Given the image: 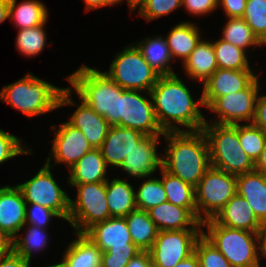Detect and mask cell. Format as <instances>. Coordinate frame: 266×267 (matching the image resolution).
<instances>
[{"label":"cell","instance_id":"1","mask_svg":"<svg viewBox=\"0 0 266 267\" xmlns=\"http://www.w3.org/2000/svg\"><path fill=\"white\" fill-rule=\"evenodd\" d=\"M150 95L156 120L163 132L202 130L206 122L199 109L200 106L204 107L202 97L195 102L178 75L160 76L150 90ZM177 124L185 126L187 130L181 129Z\"/></svg>","mask_w":266,"mask_h":267},{"label":"cell","instance_id":"2","mask_svg":"<svg viewBox=\"0 0 266 267\" xmlns=\"http://www.w3.org/2000/svg\"><path fill=\"white\" fill-rule=\"evenodd\" d=\"M163 136L168 143L162 157V168L195 188L211 167L204 132L173 131L164 132Z\"/></svg>","mask_w":266,"mask_h":267},{"label":"cell","instance_id":"3","mask_svg":"<svg viewBox=\"0 0 266 267\" xmlns=\"http://www.w3.org/2000/svg\"><path fill=\"white\" fill-rule=\"evenodd\" d=\"M202 131L208 142L212 167L235 176L254 171L255 163L239 143V124H210L206 120Z\"/></svg>","mask_w":266,"mask_h":267},{"label":"cell","instance_id":"4","mask_svg":"<svg viewBox=\"0 0 266 267\" xmlns=\"http://www.w3.org/2000/svg\"><path fill=\"white\" fill-rule=\"evenodd\" d=\"M74 91L111 126H116L117 95L123 90L105 72L86 65L68 76Z\"/></svg>","mask_w":266,"mask_h":267},{"label":"cell","instance_id":"5","mask_svg":"<svg viewBox=\"0 0 266 267\" xmlns=\"http://www.w3.org/2000/svg\"><path fill=\"white\" fill-rule=\"evenodd\" d=\"M63 89L29 72L15 83L3 86L0 98L26 116L34 117L59 108Z\"/></svg>","mask_w":266,"mask_h":267},{"label":"cell","instance_id":"6","mask_svg":"<svg viewBox=\"0 0 266 267\" xmlns=\"http://www.w3.org/2000/svg\"><path fill=\"white\" fill-rule=\"evenodd\" d=\"M202 235L211 242L233 267H260L258 233L232 229L213 219L202 222Z\"/></svg>","mask_w":266,"mask_h":267},{"label":"cell","instance_id":"7","mask_svg":"<svg viewBox=\"0 0 266 267\" xmlns=\"http://www.w3.org/2000/svg\"><path fill=\"white\" fill-rule=\"evenodd\" d=\"M77 188V198L69 200L68 222L76 230L85 233L94 224L109 219L106 198V182L70 184Z\"/></svg>","mask_w":266,"mask_h":267},{"label":"cell","instance_id":"8","mask_svg":"<svg viewBox=\"0 0 266 267\" xmlns=\"http://www.w3.org/2000/svg\"><path fill=\"white\" fill-rule=\"evenodd\" d=\"M122 89L149 93L160 75L143 58L136 45L125 46L105 72Z\"/></svg>","mask_w":266,"mask_h":267},{"label":"cell","instance_id":"9","mask_svg":"<svg viewBox=\"0 0 266 267\" xmlns=\"http://www.w3.org/2000/svg\"><path fill=\"white\" fill-rule=\"evenodd\" d=\"M236 193L237 176L211 166L195 187L198 219H213Z\"/></svg>","mask_w":266,"mask_h":267},{"label":"cell","instance_id":"10","mask_svg":"<svg viewBox=\"0 0 266 267\" xmlns=\"http://www.w3.org/2000/svg\"><path fill=\"white\" fill-rule=\"evenodd\" d=\"M140 92L123 89L117 95L116 126L138 130L145 136L164 135L156 120L150 92L149 99Z\"/></svg>","mask_w":266,"mask_h":267},{"label":"cell","instance_id":"11","mask_svg":"<svg viewBox=\"0 0 266 267\" xmlns=\"http://www.w3.org/2000/svg\"><path fill=\"white\" fill-rule=\"evenodd\" d=\"M16 186L21 190L26 204L48 207L68 222L70 197L53 178L51 166L44 163L34 177Z\"/></svg>","mask_w":266,"mask_h":267},{"label":"cell","instance_id":"12","mask_svg":"<svg viewBox=\"0 0 266 267\" xmlns=\"http://www.w3.org/2000/svg\"><path fill=\"white\" fill-rule=\"evenodd\" d=\"M203 230L158 231L149 250L153 267H174L194 253Z\"/></svg>","mask_w":266,"mask_h":267},{"label":"cell","instance_id":"13","mask_svg":"<svg viewBox=\"0 0 266 267\" xmlns=\"http://www.w3.org/2000/svg\"><path fill=\"white\" fill-rule=\"evenodd\" d=\"M258 77L244 90L218 97L208 109L215 112L218 119L215 124L235 125L239 122L252 123L255 114L256 99L260 85Z\"/></svg>","mask_w":266,"mask_h":267},{"label":"cell","instance_id":"14","mask_svg":"<svg viewBox=\"0 0 266 267\" xmlns=\"http://www.w3.org/2000/svg\"><path fill=\"white\" fill-rule=\"evenodd\" d=\"M72 90L71 87L63 89L59 99V107L77 105L78 107L71 115L68 123L73 127L80 129L93 148H100L111 125L103 116L94 111L81 98V104H76L72 100Z\"/></svg>","mask_w":266,"mask_h":267},{"label":"cell","instance_id":"15","mask_svg":"<svg viewBox=\"0 0 266 267\" xmlns=\"http://www.w3.org/2000/svg\"><path fill=\"white\" fill-rule=\"evenodd\" d=\"M56 127L53 126L55 138L53 139L51 154L45 163L51 166V157H54L52 158L55 159L53 167L60 162L65 163L68 169H71L93 147L82 131L68 122L62 123L58 129Z\"/></svg>","mask_w":266,"mask_h":267},{"label":"cell","instance_id":"16","mask_svg":"<svg viewBox=\"0 0 266 267\" xmlns=\"http://www.w3.org/2000/svg\"><path fill=\"white\" fill-rule=\"evenodd\" d=\"M258 76L252 70L218 68L204 83L201 94L208 108L218 97L246 89Z\"/></svg>","mask_w":266,"mask_h":267},{"label":"cell","instance_id":"17","mask_svg":"<svg viewBox=\"0 0 266 267\" xmlns=\"http://www.w3.org/2000/svg\"><path fill=\"white\" fill-rule=\"evenodd\" d=\"M160 136H145L125 157L122 168L129 176L150 177L158 168H162V156L157 153Z\"/></svg>","mask_w":266,"mask_h":267},{"label":"cell","instance_id":"18","mask_svg":"<svg viewBox=\"0 0 266 267\" xmlns=\"http://www.w3.org/2000/svg\"><path fill=\"white\" fill-rule=\"evenodd\" d=\"M26 202L15 186L0 187V230L14 239L25 226Z\"/></svg>","mask_w":266,"mask_h":267},{"label":"cell","instance_id":"19","mask_svg":"<svg viewBox=\"0 0 266 267\" xmlns=\"http://www.w3.org/2000/svg\"><path fill=\"white\" fill-rule=\"evenodd\" d=\"M158 231L203 230L197 209H186L168 201L147 210Z\"/></svg>","mask_w":266,"mask_h":267},{"label":"cell","instance_id":"20","mask_svg":"<svg viewBox=\"0 0 266 267\" xmlns=\"http://www.w3.org/2000/svg\"><path fill=\"white\" fill-rule=\"evenodd\" d=\"M84 234L97 245L101 252H106L112 247H137L132 242L125 217H110L94 224Z\"/></svg>","mask_w":266,"mask_h":267},{"label":"cell","instance_id":"21","mask_svg":"<svg viewBox=\"0 0 266 267\" xmlns=\"http://www.w3.org/2000/svg\"><path fill=\"white\" fill-rule=\"evenodd\" d=\"M144 137L145 135L138 130L111 126L99 148L106 165L120 168L125 157Z\"/></svg>","mask_w":266,"mask_h":267},{"label":"cell","instance_id":"22","mask_svg":"<svg viewBox=\"0 0 266 267\" xmlns=\"http://www.w3.org/2000/svg\"><path fill=\"white\" fill-rule=\"evenodd\" d=\"M213 220L232 229H242L258 233L263 224L255 216L252 207L238 193L219 211Z\"/></svg>","mask_w":266,"mask_h":267},{"label":"cell","instance_id":"23","mask_svg":"<svg viewBox=\"0 0 266 267\" xmlns=\"http://www.w3.org/2000/svg\"><path fill=\"white\" fill-rule=\"evenodd\" d=\"M237 193L252 207L257 219L266 223V176L251 171L237 176Z\"/></svg>","mask_w":266,"mask_h":267},{"label":"cell","instance_id":"24","mask_svg":"<svg viewBox=\"0 0 266 267\" xmlns=\"http://www.w3.org/2000/svg\"><path fill=\"white\" fill-rule=\"evenodd\" d=\"M107 165L99 148H92L69 169V184L106 182Z\"/></svg>","mask_w":266,"mask_h":267},{"label":"cell","instance_id":"25","mask_svg":"<svg viewBox=\"0 0 266 267\" xmlns=\"http://www.w3.org/2000/svg\"><path fill=\"white\" fill-rule=\"evenodd\" d=\"M67 246L62 261L65 267H101L102 252L84 233Z\"/></svg>","mask_w":266,"mask_h":267},{"label":"cell","instance_id":"26","mask_svg":"<svg viewBox=\"0 0 266 267\" xmlns=\"http://www.w3.org/2000/svg\"><path fill=\"white\" fill-rule=\"evenodd\" d=\"M183 67L189 78L204 83L218 69L212 42L200 40Z\"/></svg>","mask_w":266,"mask_h":267},{"label":"cell","instance_id":"27","mask_svg":"<svg viewBox=\"0 0 266 267\" xmlns=\"http://www.w3.org/2000/svg\"><path fill=\"white\" fill-rule=\"evenodd\" d=\"M133 186L126 180L114 178L106 181V198L111 217H125L137 209Z\"/></svg>","mask_w":266,"mask_h":267},{"label":"cell","instance_id":"28","mask_svg":"<svg viewBox=\"0 0 266 267\" xmlns=\"http://www.w3.org/2000/svg\"><path fill=\"white\" fill-rule=\"evenodd\" d=\"M143 58L160 76L173 75L175 72L169 66L173 58L171 56L166 38L156 36L155 38H145L136 43Z\"/></svg>","mask_w":266,"mask_h":267},{"label":"cell","instance_id":"29","mask_svg":"<svg viewBox=\"0 0 266 267\" xmlns=\"http://www.w3.org/2000/svg\"><path fill=\"white\" fill-rule=\"evenodd\" d=\"M194 23L181 22L174 26L166 38L172 58H180L183 62L201 40L200 31Z\"/></svg>","mask_w":266,"mask_h":267},{"label":"cell","instance_id":"30","mask_svg":"<svg viewBox=\"0 0 266 267\" xmlns=\"http://www.w3.org/2000/svg\"><path fill=\"white\" fill-rule=\"evenodd\" d=\"M9 19L19 30L33 28L47 22L48 11L39 0H25L18 5L17 0H9Z\"/></svg>","mask_w":266,"mask_h":267},{"label":"cell","instance_id":"31","mask_svg":"<svg viewBox=\"0 0 266 267\" xmlns=\"http://www.w3.org/2000/svg\"><path fill=\"white\" fill-rule=\"evenodd\" d=\"M132 242L141 250L149 251L158 230L145 210L135 209L125 216Z\"/></svg>","mask_w":266,"mask_h":267},{"label":"cell","instance_id":"32","mask_svg":"<svg viewBox=\"0 0 266 267\" xmlns=\"http://www.w3.org/2000/svg\"><path fill=\"white\" fill-rule=\"evenodd\" d=\"M160 171L167 201L186 209H196L195 188L180 178L169 174L163 168H160Z\"/></svg>","mask_w":266,"mask_h":267},{"label":"cell","instance_id":"33","mask_svg":"<svg viewBox=\"0 0 266 267\" xmlns=\"http://www.w3.org/2000/svg\"><path fill=\"white\" fill-rule=\"evenodd\" d=\"M218 68L232 70H252L249 66L247 54L240 47L223 39L212 42Z\"/></svg>","mask_w":266,"mask_h":267},{"label":"cell","instance_id":"34","mask_svg":"<svg viewBox=\"0 0 266 267\" xmlns=\"http://www.w3.org/2000/svg\"><path fill=\"white\" fill-rule=\"evenodd\" d=\"M224 26L222 38L244 50L250 46H263L243 18H228Z\"/></svg>","mask_w":266,"mask_h":267},{"label":"cell","instance_id":"35","mask_svg":"<svg viewBox=\"0 0 266 267\" xmlns=\"http://www.w3.org/2000/svg\"><path fill=\"white\" fill-rule=\"evenodd\" d=\"M26 234L23 237L19 234L13 239V250L27 261L31 262L33 251H41L47 246L46 229L38 228L33 225H27ZM23 237V238H22Z\"/></svg>","mask_w":266,"mask_h":267},{"label":"cell","instance_id":"36","mask_svg":"<svg viewBox=\"0 0 266 267\" xmlns=\"http://www.w3.org/2000/svg\"><path fill=\"white\" fill-rule=\"evenodd\" d=\"M136 192V206L140 210L147 211L167 201L162 180L159 178L147 177Z\"/></svg>","mask_w":266,"mask_h":267},{"label":"cell","instance_id":"37","mask_svg":"<svg viewBox=\"0 0 266 267\" xmlns=\"http://www.w3.org/2000/svg\"><path fill=\"white\" fill-rule=\"evenodd\" d=\"M44 24L33 28L21 29L16 37V47L24 56L33 57L43 51L46 44Z\"/></svg>","mask_w":266,"mask_h":267},{"label":"cell","instance_id":"38","mask_svg":"<svg viewBox=\"0 0 266 267\" xmlns=\"http://www.w3.org/2000/svg\"><path fill=\"white\" fill-rule=\"evenodd\" d=\"M239 143L255 163L266 143V133L252 123L244 125L239 123Z\"/></svg>","mask_w":266,"mask_h":267},{"label":"cell","instance_id":"39","mask_svg":"<svg viewBox=\"0 0 266 267\" xmlns=\"http://www.w3.org/2000/svg\"><path fill=\"white\" fill-rule=\"evenodd\" d=\"M242 18L263 43L266 39V0H247Z\"/></svg>","mask_w":266,"mask_h":267},{"label":"cell","instance_id":"40","mask_svg":"<svg viewBox=\"0 0 266 267\" xmlns=\"http://www.w3.org/2000/svg\"><path fill=\"white\" fill-rule=\"evenodd\" d=\"M194 252L198 257L200 267H233L203 235L197 240Z\"/></svg>","mask_w":266,"mask_h":267},{"label":"cell","instance_id":"41","mask_svg":"<svg viewBox=\"0 0 266 267\" xmlns=\"http://www.w3.org/2000/svg\"><path fill=\"white\" fill-rule=\"evenodd\" d=\"M180 6H182V0H147L137 14L147 21H152L170 14Z\"/></svg>","mask_w":266,"mask_h":267},{"label":"cell","instance_id":"42","mask_svg":"<svg viewBox=\"0 0 266 267\" xmlns=\"http://www.w3.org/2000/svg\"><path fill=\"white\" fill-rule=\"evenodd\" d=\"M140 251L138 247H112L108 251L102 252L101 267H126Z\"/></svg>","mask_w":266,"mask_h":267},{"label":"cell","instance_id":"43","mask_svg":"<svg viewBox=\"0 0 266 267\" xmlns=\"http://www.w3.org/2000/svg\"><path fill=\"white\" fill-rule=\"evenodd\" d=\"M20 138L0 129V164L21 154H31Z\"/></svg>","mask_w":266,"mask_h":267},{"label":"cell","instance_id":"44","mask_svg":"<svg viewBox=\"0 0 266 267\" xmlns=\"http://www.w3.org/2000/svg\"><path fill=\"white\" fill-rule=\"evenodd\" d=\"M52 217L59 218L60 216L48 207L36 203L26 204L25 226L33 225L38 228L46 229V226L49 223V220L51 221Z\"/></svg>","mask_w":266,"mask_h":267},{"label":"cell","instance_id":"45","mask_svg":"<svg viewBox=\"0 0 266 267\" xmlns=\"http://www.w3.org/2000/svg\"><path fill=\"white\" fill-rule=\"evenodd\" d=\"M182 6L188 13L194 15H204L216 10L218 0H182Z\"/></svg>","mask_w":266,"mask_h":267},{"label":"cell","instance_id":"46","mask_svg":"<svg viewBox=\"0 0 266 267\" xmlns=\"http://www.w3.org/2000/svg\"><path fill=\"white\" fill-rule=\"evenodd\" d=\"M247 0H218L228 18H242L246 8Z\"/></svg>","mask_w":266,"mask_h":267},{"label":"cell","instance_id":"47","mask_svg":"<svg viewBox=\"0 0 266 267\" xmlns=\"http://www.w3.org/2000/svg\"><path fill=\"white\" fill-rule=\"evenodd\" d=\"M252 124L266 133V95L257 96Z\"/></svg>","mask_w":266,"mask_h":267},{"label":"cell","instance_id":"48","mask_svg":"<svg viewBox=\"0 0 266 267\" xmlns=\"http://www.w3.org/2000/svg\"><path fill=\"white\" fill-rule=\"evenodd\" d=\"M30 264L14 250L0 258V267H30Z\"/></svg>","mask_w":266,"mask_h":267},{"label":"cell","instance_id":"49","mask_svg":"<svg viewBox=\"0 0 266 267\" xmlns=\"http://www.w3.org/2000/svg\"><path fill=\"white\" fill-rule=\"evenodd\" d=\"M126 267H153L149 251H140L126 265Z\"/></svg>","mask_w":266,"mask_h":267},{"label":"cell","instance_id":"50","mask_svg":"<svg viewBox=\"0 0 266 267\" xmlns=\"http://www.w3.org/2000/svg\"><path fill=\"white\" fill-rule=\"evenodd\" d=\"M13 250V239L0 230V258Z\"/></svg>","mask_w":266,"mask_h":267},{"label":"cell","instance_id":"51","mask_svg":"<svg viewBox=\"0 0 266 267\" xmlns=\"http://www.w3.org/2000/svg\"><path fill=\"white\" fill-rule=\"evenodd\" d=\"M258 255L259 258H266V223L263 224L261 230L258 232Z\"/></svg>","mask_w":266,"mask_h":267},{"label":"cell","instance_id":"52","mask_svg":"<svg viewBox=\"0 0 266 267\" xmlns=\"http://www.w3.org/2000/svg\"><path fill=\"white\" fill-rule=\"evenodd\" d=\"M255 171L266 176V143L264 148L255 162Z\"/></svg>","mask_w":266,"mask_h":267},{"label":"cell","instance_id":"53","mask_svg":"<svg viewBox=\"0 0 266 267\" xmlns=\"http://www.w3.org/2000/svg\"><path fill=\"white\" fill-rule=\"evenodd\" d=\"M174 267H200L198 257L195 252L189 257L177 263Z\"/></svg>","mask_w":266,"mask_h":267},{"label":"cell","instance_id":"54","mask_svg":"<svg viewBox=\"0 0 266 267\" xmlns=\"http://www.w3.org/2000/svg\"><path fill=\"white\" fill-rule=\"evenodd\" d=\"M86 4V11L102 8L108 6L109 4L106 0H83Z\"/></svg>","mask_w":266,"mask_h":267},{"label":"cell","instance_id":"55","mask_svg":"<svg viewBox=\"0 0 266 267\" xmlns=\"http://www.w3.org/2000/svg\"><path fill=\"white\" fill-rule=\"evenodd\" d=\"M9 18V0H0V23Z\"/></svg>","mask_w":266,"mask_h":267},{"label":"cell","instance_id":"56","mask_svg":"<svg viewBox=\"0 0 266 267\" xmlns=\"http://www.w3.org/2000/svg\"><path fill=\"white\" fill-rule=\"evenodd\" d=\"M146 1L147 0H127L128 6L131 9L130 12L135 11L134 9H136L138 6H139V11H140L141 8L145 5Z\"/></svg>","mask_w":266,"mask_h":267},{"label":"cell","instance_id":"57","mask_svg":"<svg viewBox=\"0 0 266 267\" xmlns=\"http://www.w3.org/2000/svg\"><path fill=\"white\" fill-rule=\"evenodd\" d=\"M122 0H106V2L109 4V6L111 5H115V4H119V2H121Z\"/></svg>","mask_w":266,"mask_h":267},{"label":"cell","instance_id":"58","mask_svg":"<svg viewBox=\"0 0 266 267\" xmlns=\"http://www.w3.org/2000/svg\"><path fill=\"white\" fill-rule=\"evenodd\" d=\"M47 267H65V265H64L63 261H61L60 263L49 265Z\"/></svg>","mask_w":266,"mask_h":267}]
</instances>
